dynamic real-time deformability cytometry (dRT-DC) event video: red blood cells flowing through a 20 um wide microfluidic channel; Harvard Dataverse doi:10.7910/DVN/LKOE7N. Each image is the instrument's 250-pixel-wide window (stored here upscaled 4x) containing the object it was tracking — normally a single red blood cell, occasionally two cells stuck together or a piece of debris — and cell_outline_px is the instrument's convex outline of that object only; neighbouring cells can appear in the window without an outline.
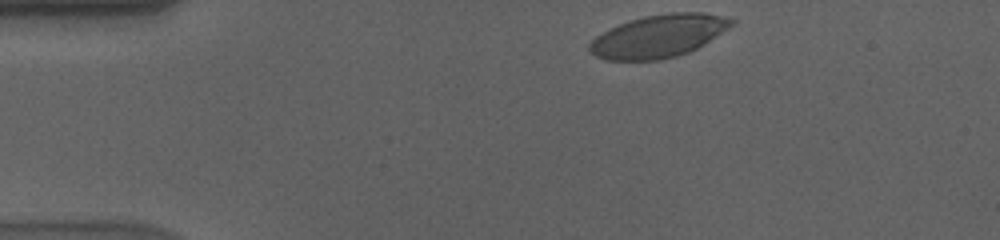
{"species": "human", "species_latin": "Homo sapiens", "temperature_condition": "cold", "stored_images_in_passage": 48, "camera_frame_rate_fps": 3000, "um_per_image_px": 0.085, "donor": {"sex": "male"}, "frame": {"image": 1, "passage_image": 1, "time_ms": 0.0, "image_size_px": [1000, 240], "cell_outline_px": [[736, 20], [728, 28], [704, 44], [688, 52], [676, 56], [660, 60], [604, 60], [588, 52], [588, 40], [628, 20], [644, 16], [672, 12], [704, 12]], "centroid_in_image_um": [55.93, 3.07], "position_along_channel_um": 29.1, "area_um2": 35.26}}
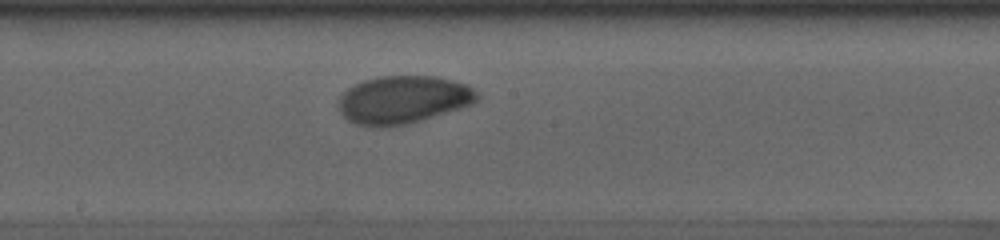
{"frame": {"image": 2, "passage_image": 22, "time_ms": 7.0, "image_size_px": [1000, 240], "cell_outline_px": [[480, 96], [472, 104], [460, 108], [420, 120], [404, 124], [384, 128], [368, 128], [356, 124], [348, 120], [340, 112], [340, 96], [348, 88], [364, 80], [380, 76], [436, 76], [468, 84]], "centroid_in_image_um": [34.25, 8.48], "position_along_channel_um": 213.9, "area_um2": 38.61}}
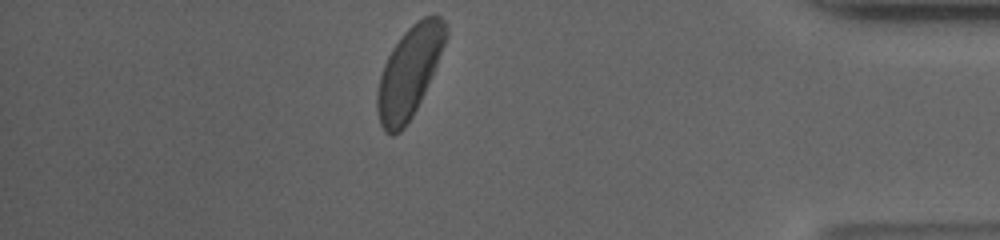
{"frame": {"image": 3, "passage_image": 41, "time_ms": 13.333, "image_size_px": [1000, 240], "cell_outline_px": [[448, 36], [424, 92], [412, 116], [404, 128], [400, 132], [392, 136], [384, 132], [380, 124], [376, 108], [376, 92], [380, 76], [384, 64], [392, 48], [404, 32], [416, 20], [424, 16], [440, 16], [444, 20], [448, 28]], "centroid_in_image_um": [34.76, 6.13], "position_along_channel_um": 400.4, "area_um2": 35.95}, "authors_computed_cell_mechanics": {"area_um2": 37.0498, "velocity_mm_per_s": 3.5311, "shape_relaxation_time_tau1_ms": 3.6263, "shape_relaxation_time_tau2_ms": null, "deformation_change_tau1": 0.1258, "deformation_change_tau2": null}}